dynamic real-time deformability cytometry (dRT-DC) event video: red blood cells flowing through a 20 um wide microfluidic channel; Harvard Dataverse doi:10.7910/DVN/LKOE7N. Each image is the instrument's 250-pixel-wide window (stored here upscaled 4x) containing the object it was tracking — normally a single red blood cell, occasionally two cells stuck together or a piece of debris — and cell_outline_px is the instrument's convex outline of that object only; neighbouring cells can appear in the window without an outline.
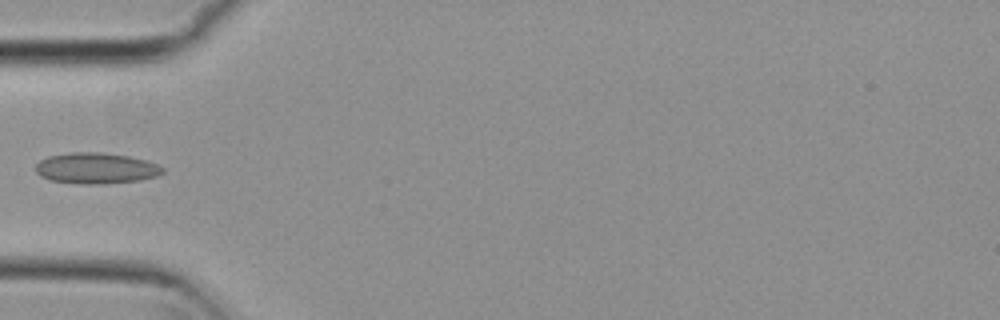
{"species": "common noctule bat (a hibernating species)", "species_latin": "Nyctalus noctula", "temperature_condition": "cold", "stored_images_in_passage": 5, "camera_frame_rate_fps": 3000, "um_per_image_px": 0.085, "animal": {"sex": "female", "body_mass_g": 29.2, "forearm_length_mm": 56.3}, "frame": {"image": 1, "passage_image": 5, "time_ms": 1.333, "image_size_px": [1000, 320], "cell_outline_px": [[164, 172], [156, 176], [140, 180], [104, 184], [80, 184], [48, 180], [40, 176], [36, 172], [36, 164], [40, 160], [48, 156], [72, 152], [100, 152], [128, 156], [144, 160], [156, 164], [164, 168]], "centroid_in_image_um": [8.13, 14.31], "position_along_channel_um": 76.9, "area_um2": 22.95}}